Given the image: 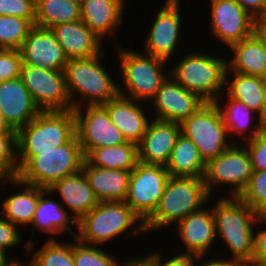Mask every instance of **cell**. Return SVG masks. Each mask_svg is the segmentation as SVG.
Instances as JSON below:
<instances>
[{
    "instance_id": "6da1fadb",
    "label": "cell",
    "mask_w": 266,
    "mask_h": 266,
    "mask_svg": "<svg viewBox=\"0 0 266 266\" xmlns=\"http://www.w3.org/2000/svg\"><path fill=\"white\" fill-rule=\"evenodd\" d=\"M212 205L216 236H221L230 250L226 259L235 266H252L254 251V227L261 215L239 197L220 196ZM256 223V224H254ZM256 225V226H254Z\"/></svg>"
},
{
    "instance_id": "7a4b0ae2",
    "label": "cell",
    "mask_w": 266,
    "mask_h": 266,
    "mask_svg": "<svg viewBox=\"0 0 266 266\" xmlns=\"http://www.w3.org/2000/svg\"><path fill=\"white\" fill-rule=\"evenodd\" d=\"M104 57L103 52L94 57L68 60L64 73L73 109L85 105H103L119 95L117 82L101 63Z\"/></svg>"
},
{
    "instance_id": "3957f363",
    "label": "cell",
    "mask_w": 266,
    "mask_h": 266,
    "mask_svg": "<svg viewBox=\"0 0 266 266\" xmlns=\"http://www.w3.org/2000/svg\"><path fill=\"white\" fill-rule=\"evenodd\" d=\"M85 156L77 134L52 151L34 157H17V178L30 185L48 189L65 176L82 170Z\"/></svg>"
},
{
    "instance_id": "277c9868",
    "label": "cell",
    "mask_w": 266,
    "mask_h": 266,
    "mask_svg": "<svg viewBox=\"0 0 266 266\" xmlns=\"http://www.w3.org/2000/svg\"><path fill=\"white\" fill-rule=\"evenodd\" d=\"M134 225L137 228H134ZM76 228L78 229L76 238L81 243L102 247L126 233L128 238L134 233L137 235L139 232L145 233L144 222L125 201L99 202L77 222Z\"/></svg>"
},
{
    "instance_id": "5b68a950",
    "label": "cell",
    "mask_w": 266,
    "mask_h": 266,
    "mask_svg": "<svg viewBox=\"0 0 266 266\" xmlns=\"http://www.w3.org/2000/svg\"><path fill=\"white\" fill-rule=\"evenodd\" d=\"M210 198L203 177L170 176L156 211L144 223L145 232L176 225Z\"/></svg>"
},
{
    "instance_id": "8992f818",
    "label": "cell",
    "mask_w": 266,
    "mask_h": 266,
    "mask_svg": "<svg viewBox=\"0 0 266 266\" xmlns=\"http://www.w3.org/2000/svg\"><path fill=\"white\" fill-rule=\"evenodd\" d=\"M117 51L120 76L123 80L121 85H124V89L118 85L119 95L139 102L148 101L151 104L150 101L157 90L169 76L163 70L166 69L164 67L168 61L143 51L139 53L120 46Z\"/></svg>"
},
{
    "instance_id": "52a82bcc",
    "label": "cell",
    "mask_w": 266,
    "mask_h": 266,
    "mask_svg": "<svg viewBox=\"0 0 266 266\" xmlns=\"http://www.w3.org/2000/svg\"><path fill=\"white\" fill-rule=\"evenodd\" d=\"M76 134L74 110L41 111L17 132V157H34L67 143Z\"/></svg>"
},
{
    "instance_id": "ba28073f",
    "label": "cell",
    "mask_w": 266,
    "mask_h": 266,
    "mask_svg": "<svg viewBox=\"0 0 266 266\" xmlns=\"http://www.w3.org/2000/svg\"><path fill=\"white\" fill-rule=\"evenodd\" d=\"M190 53L170 68L169 75L205 102H215L225 89L227 59L198 51Z\"/></svg>"
},
{
    "instance_id": "9c48e42d",
    "label": "cell",
    "mask_w": 266,
    "mask_h": 266,
    "mask_svg": "<svg viewBox=\"0 0 266 266\" xmlns=\"http://www.w3.org/2000/svg\"><path fill=\"white\" fill-rule=\"evenodd\" d=\"M180 127L181 134L197 146L205 164L234 143L228 139L227 128L214 102H205L194 114L185 119Z\"/></svg>"
},
{
    "instance_id": "30bf717a",
    "label": "cell",
    "mask_w": 266,
    "mask_h": 266,
    "mask_svg": "<svg viewBox=\"0 0 266 266\" xmlns=\"http://www.w3.org/2000/svg\"><path fill=\"white\" fill-rule=\"evenodd\" d=\"M253 172L247 148L241 143H233L222 154L206 164L203 179L210 197L213 195L215 184L216 186L229 185L228 188L231 187V189L228 195L239 197L248 185Z\"/></svg>"
},
{
    "instance_id": "8fae6325",
    "label": "cell",
    "mask_w": 266,
    "mask_h": 266,
    "mask_svg": "<svg viewBox=\"0 0 266 266\" xmlns=\"http://www.w3.org/2000/svg\"><path fill=\"white\" fill-rule=\"evenodd\" d=\"M169 177L165 166L139 161L131 171L125 202L144 223L156 211Z\"/></svg>"
},
{
    "instance_id": "7c38bea8",
    "label": "cell",
    "mask_w": 266,
    "mask_h": 266,
    "mask_svg": "<svg viewBox=\"0 0 266 266\" xmlns=\"http://www.w3.org/2000/svg\"><path fill=\"white\" fill-rule=\"evenodd\" d=\"M20 79L40 111H70L64 71H53L22 63Z\"/></svg>"
},
{
    "instance_id": "4fadbf2b",
    "label": "cell",
    "mask_w": 266,
    "mask_h": 266,
    "mask_svg": "<svg viewBox=\"0 0 266 266\" xmlns=\"http://www.w3.org/2000/svg\"><path fill=\"white\" fill-rule=\"evenodd\" d=\"M73 110L76 117V134L84 156L93 149L126 142L103 105H85Z\"/></svg>"
},
{
    "instance_id": "5bb4252c",
    "label": "cell",
    "mask_w": 266,
    "mask_h": 266,
    "mask_svg": "<svg viewBox=\"0 0 266 266\" xmlns=\"http://www.w3.org/2000/svg\"><path fill=\"white\" fill-rule=\"evenodd\" d=\"M210 29L228 48L250 36L260 25L235 0H211Z\"/></svg>"
},
{
    "instance_id": "9a60e30c",
    "label": "cell",
    "mask_w": 266,
    "mask_h": 266,
    "mask_svg": "<svg viewBox=\"0 0 266 266\" xmlns=\"http://www.w3.org/2000/svg\"><path fill=\"white\" fill-rule=\"evenodd\" d=\"M180 3V0H165L163 7L155 14L150 32L144 41L143 52L167 61H171L173 54L175 56V49L181 39Z\"/></svg>"
},
{
    "instance_id": "2e32d148",
    "label": "cell",
    "mask_w": 266,
    "mask_h": 266,
    "mask_svg": "<svg viewBox=\"0 0 266 266\" xmlns=\"http://www.w3.org/2000/svg\"><path fill=\"white\" fill-rule=\"evenodd\" d=\"M150 102L155 110L153 119L179 124L188 119L205 103L197 94L187 91L170 75Z\"/></svg>"
},
{
    "instance_id": "e0dca14e",
    "label": "cell",
    "mask_w": 266,
    "mask_h": 266,
    "mask_svg": "<svg viewBox=\"0 0 266 266\" xmlns=\"http://www.w3.org/2000/svg\"><path fill=\"white\" fill-rule=\"evenodd\" d=\"M24 64L64 71L68 62L63 48L50 29L34 26L19 48Z\"/></svg>"
},
{
    "instance_id": "ac0fdd59",
    "label": "cell",
    "mask_w": 266,
    "mask_h": 266,
    "mask_svg": "<svg viewBox=\"0 0 266 266\" xmlns=\"http://www.w3.org/2000/svg\"><path fill=\"white\" fill-rule=\"evenodd\" d=\"M209 208L205 205L176 224L177 237L186 248L182 253L204 257L214 246L216 227L212 207Z\"/></svg>"
},
{
    "instance_id": "d6986e66",
    "label": "cell",
    "mask_w": 266,
    "mask_h": 266,
    "mask_svg": "<svg viewBox=\"0 0 266 266\" xmlns=\"http://www.w3.org/2000/svg\"><path fill=\"white\" fill-rule=\"evenodd\" d=\"M150 120L143 138L137 145L138 161L165 166L181 133V127L175 122L153 118Z\"/></svg>"
},
{
    "instance_id": "ffe728a7",
    "label": "cell",
    "mask_w": 266,
    "mask_h": 266,
    "mask_svg": "<svg viewBox=\"0 0 266 266\" xmlns=\"http://www.w3.org/2000/svg\"><path fill=\"white\" fill-rule=\"evenodd\" d=\"M0 112L9 127L18 132L41 111L19 77L0 83Z\"/></svg>"
},
{
    "instance_id": "44dd1931",
    "label": "cell",
    "mask_w": 266,
    "mask_h": 266,
    "mask_svg": "<svg viewBox=\"0 0 266 266\" xmlns=\"http://www.w3.org/2000/svg\"><path fill=\"white\" fill-rule=\"evenodd\" d=\"M233 53L227 60L226 72L266 78V51L264 46V25L241 42L229 47Z\"/></svg>"
},
{
    "instance_id": "7402d4cb",
    "label": "cell",
    "mask_w": 266,
    "mask_h": 266,
    "mask_svg": "<svg viewBox=\"0 0 266 266\" xmlns=\"http://www.w3.org/2000/svg\"><path fill=\"white\" fill-rule=\"evenodd\" d=\"M68 60L87 58L104 52L103 40L82 21L59 24L50 29Z\"/></svg>"
},
{
    "instance_id": "603a6c76",
    "label": "cell",
    "mask_w": 266,
    "mask_h": 266,
    "mask_svg": "<svg viewBox=\"0 0 266 266\" xmlns=\"http://www.w3.org/2000/svg\"><path fill=\"white\" fill-rule=\"evenodd\" d=\"M142 103L118 95L115 99L103 104L110 120L121 131L126 142L136 145L140 143L150 122V118L142 110L144 108Z\"/></svg>"
},
{
    "instance_id": "cb8c5ba5",
    "label": "cell",
    "mask_w": 266,
    "mask_h": 266,
    "mask_svg": "<svg viewBox=\"0 0 266 266\" xmlns=\"http://www.w3.org/2000/svg\"><path fill=\"white\" fill-rule=\"evenodd\" d=\"M48 190L49 195L58 193L62 199L60 201H63L62 206L64 205V208L68 207L65 209L73 212L71 216L76 222L81 220L99 203L82 170L65 176L55 182Z\"/></svg>"
},
{
    "instance_id": "d4e9b609",
    "label": "cell",
    "mask_w": 266,
    "mask_h": 266,
    "mask_svg": "<svg viewBox=\"0 0 266 266\" xmlns=\"http://www.w3.org/2000/svg\"><path fill=\"white\" fill-rule=\"evenodd\" d=\"M125 2V0H85L80 5L81 20L102 40L110 36L113 38L115 31L122 24L127 4Z\"/></svg>"
},
{
    "instance_id": "484cf974",
    "label": "cell",
    "mask_w": 266,
    "mask_h": 266,
    "mask_svg": "<svg viewBox=\"0 0 266 266\" xmlns=\"http://www.w3.org/2000/svg\"><path fill=\"white\" fill-rule=\"evenodd\" d=\"M82 171L99 202L125 201L131 171L91 166L86 160Z\"/></svg>"
},
{
    "instance_id": "4316f807",
    "label": "cell",
    "mask_w": 266,
    "mask_h": 266,
    "mask_svg": "<svg viewBox=\"0 0 266 266\" xmlns=\"http://www.w3.org/2000/svg\"><path fill=\"white\" fill-rule=\"evenodd\" d=\"M49 190L45 189L39 197L34 219L31 223V238H33L34 229L41 230V232L51 234V238L48 239H56L55 235H60L66 230L72 233L74 238L77 236V231H73L71 226H77V222L74 220L72 216L68 213L60 202H56V200H52L53 197L47 198ZM71 219V220H70ZM53 235V236H52Z\"/></svg>"
},
{
    "instance_id": "83f0119b",
    "label": "cell",
    "mask_w": 266,
    "mask_h": 266,
    "mask_svg": "<svg viewBox=\"0 0 266 266\" xmlns=\"http://www.w3.org/2000/svg\"><path fill=\"white\" fill-rule=\"evenodd\" d=\"M8 184L16 187L23 186L22 190L2 200L0 214L13 225H31L40 194L45 190L35 185L26 184L17 177L9 179ZM11 182V183H10ZM25 185V186H24ZM25 187V188H24Z\"/></svg>"
},
{
    "instance_id": "f1b7e54d",
    "label": "cell",
    "mask_w": 266,
    "mask_h": 266,
    "mask_svg": "<svg viewBox=\"0 0 266 266\" xmlns=\"http://www.w3.org/2000/svg\"><path fill=\"white\" fill-rule=\"evenodd\" d=\"M226 97V104H221L220 100H222V96L217 99L214 103L217 105L220 114L222 116L223 122L227 128L228 135L231 136V141L234 143H237V141H234L232 138V134L242 136L246 140L254 138L257 134H259L266 126L260 116H255L256 113H254L246 104L242 103L241 101H238L233 98ZM222 106H221V105ZM253 116V117H252ZM256 117L258 121L254 118ZM256 120V123L252 121ZM251 125V126H250ZM254 127H253V126ZM252 127V128H251ZM233 139V140H232Z\"/></svg>"
},
{
    "instance_id": "f546056e",
    "label": "cell",
    "mask_w": 266,
    "mask_h": 266,
    "mask_svg": "<svg viewBox=\"0 0 266 266\" xmlns=\"http://www.w3.org/2000/svg\"><path fill=\"white\" fill-rule=\"evenodd\" d=\"M165 168L170 176L204 177L206 164L193 141L180 133Z\"/></svg>"
},
{
    "instance_id": "4dcf8cb0",
    "label": "cell",
    "mask_w": 266,
    "mask_h": 266,
    "mask_svg": "<svg viewBox=\"0 0 266 266\" xmlns=\"http://www.w3.org/2000/svg\"><path fill=\"white\" fill-rule=\"evenodd\" d=\"M230 73L232 75H229ZM225 88L224 91L227 90L225 92L229 98L246 104L263 121L262 78L238 72H226Z\"/></svg>"
},
{
    "instance_id": "1f68e13d",
    "label": "cell",
    "mask_w": 266,
    "mask_h": 266,
    "mask_svg": "<svg viewBox=\"0 0 266 266\" xmlns=\"http://www.w3.org/2000/svg\"><path fill=\"white\" fill-rule=\"evenodd\" d=\"M85 160L91 165L115 170L132 171L138 162L137 145L125 142L91 150Z\"/></svg>"
},
{
    "instance_id": "d6a6232c",
    "label": "cell",
    "mask_w": 266,
    "mask_h": 266,
    "mask_svg": "<svg viewBox=\"0 0 266 266\" xmlns=\"http://www.w3.org/2000/svg\"><path fill=\"white\" fill-rule=\"evenodd\" d=\"M81 20L80 5L69 0H35V26L52 27Z\"/></svg>"
},
{
    "instance_id": "836d02e7",
    "label": "cell",
    "mask_w": 266,
    "mask_h": 266,
    "mask_svg": "<svg viewBox=\"0 0 266 266\" xmlns=\"http://www.w3.org/2000/svg\"><path fill=\"white\" fill-rule=\"evenodd\" d=\"M32 254L33 266H75L73 242L60 243L58 239H48Z\"/></svg>"
},
{
    "instance_id": "e575fe53",
    "label": "cell",
    "mask_w": 266,
    "mask_h": 266,
    "mask_svg": "<svg viewBox=\"0 0 266 266\" xmlns=\"http://www.w3.org/2000/svg\"><path fill=\"white\" fill-rule=\"evenodd\" d=\"M34 26L22 17L0 15V49L19 50Z\"/></svg>"
},
{
    "instance_id": "d590c367",
    "label": "cell",
    "mask_w": 266,
    "mask_h": 266,
    "mask_svg": "<svg viewBox=\"0 0 266 266\" xmlns=\"http://www.w3.org/2000/svg\"><path fill=\"white\" fill-rule=\"evenodd\" d=\"M73 261L75 266H118L117 258L96 245L81 243L74 238Z\"/></svg>"
},
{
    "instance_id": "8d00e7d4",
    "label": "cell",
    "mask_w": 266,
    "mask_h": 266,
    "mask_svg": "<svg viewBox=\"0 0 266 266\" xmlns=\"http://www.w3.org/2000/svg\"><path fill=\"white\" fill-rule=\"evenodd\" d=\"M17 165V133H0V183L16 178ZM2 181V182H1Z\"/></svg>"
},
{
    "instance_id": "74e56055",
    "label": "cell",
    "mask_w": 266,
    "mask_h": 266,
    "mask_svg": "<svg viewBox=\"0 0 266 266\" xmlns=\"http://www.w3.org/2000/svg\"><path fill=\"white\" fill-rule=\"evenodd\" d=\"M239 198L260 215H266V170L253 172Z\"/></svg>"
},
{
    "instance_id": "f35d334b",
    "label": "cell",
    "mask_w": 266,
    "mask_h": 266,
    "mask_svg": "<svg viewBox=\"0 0 266 266\" xmlns=\"http://www.w3.org/2000/svg\"><path fill=\"white\" fill-rule=\"evenodd\" d=\"M22 63L19 50L0 49V83L19 78Z\"/></svg>"
},
{
    "instance_id": "ab89813d",
    "label": "cell",
    "mask_w": 266,
    "mask_h": 266,
    "mask_svg": "<svg viewBox=\"0 0 266 266\" xmlns=\"http://www.w3.org/2000/svg\"><path fill=\"white\" fill-rule=\"evenodd\" d=\"M243 145L248 150L253 171L266 170V127Z\"/></svg>"
},
{
    "instance_id": "60d3db41",
    "label": "cell",
    "mask_w": 266,
    "mask_h": 266,
    "mask_svg": "<svg viewBox=\"0 0 266 266\" xmlns=\"http://www.w3.org/2000/svg\"><path fill=\"white\" fill-rule=\"evenodd\" d=\"M0 15L22 17L35 25V0H0Z\"/></svg>"
},
{
    "instance_id": "b9f144b4",
    "label": "cell",
    "mask_w": 266,
    "mask_h": 266,
    "mask_svg": "<svg viewBox=\"0 0 266 266\" xmlns=\"http://www.w3.org/2000/svg\"><path fill=\"white\" fill-rule=\"evenodd\" d=\"M22 234L16 225L7 221L0 214V250L8 254L7 249L17 247L22 244Z\"/></svg>"
},
{
    "instance_id": "7bdbcfd3",
    "label": "cell",
    "mask_w": 266,
    "mask_h": 266,
    "mask_svg": "<svg viewBox=\"0 0 266 266\" xmlns=\"http://www.w3.org/2000/svg\"><path fill=\"white\" fill-rule=\"evenodd\" d=\"M264 222V223H263ZM266 223V215H261L259 218L260 226ZM266 225V224H265ZM258 233L254 232V251L252 266H258L259 264L266 263V228L262 226V230L257 227Z\"/></svg>"
},
{
    "instance_id": "ee69618b",
    "label": "cell",
    "mask_w": 266,
    "mask_h": 266,
    "mask_svg": "<svg viewBox=\"0 0 266 266\" xmlns=\"http://www.w3.org/2000/svg\"><path fill=\"white\" fill-rule=\"evenodd\" d=\"M148 256L153 260L155 266H193L194 260L198 257L192 254L180 253L173 255L168 260H162L160 251L149 253ZM163 261V262H162Z\"/></svg>"
},
{
    "instance_id": "f6af8a7d",
    "label": "cell",
    "mask_w": 266,
    "mask_h": 266,
    "mask_svg": "<svg viewBox=\"0 0 266 266\" xmlns=\"http://www.w3.org/2000/svg\"><path fill=\"white\" fill-rule=\"evenodd\" d=\"M260 25L266 23V0H235Z\"/></svg>"
},
{
    "instance_id": "bcb514c9",
    "label": "cell",
    "mask_w": 266,
    "mask_h": 266,
    "mask_svg": "<svg viewBox=\"0 0 266 266\" xmlns=\"http://www.w3.org/2000/svg\"><path fill=\"white\" fill-rule=\"evenodd\" d=\"M204 259L206 258L197 257L193 262V266H235L233 263L229 262L228 260H224L223 258H211V260H206V262L203 261ZM197 261H199V263H196Z\"/></svg>"
},
{
    "instance_id": "7dc6e473",
    "label": "cell",
    "mask_w": 266,
    "mask_h": 266,
    "mask_svg": "<svg viewBox=\"0 0 266 266\" xmlns=\"http://www.w3.org/2000/svg\"><path fill=\"white\" fill-rule=\"evenodd\" d=\"M119 263L118 266H155L153 260L147 255L142 257H132L131 259H127L123 264Z\"/></svg>"
},
{
    "instance_id": "c3c4849f",
    "label": "cell",
    "mask_w": 266,
    "mask_h": 266,
    "mask_svg": "<svg viewBox=\"0 0 266 266\" xmlns=\"http://www.w3.org/2000/svg\"><path fill=\"white\" fill-rule=\"evenodd\" d=\"M17 259V260H15ZM28 264V265H27ZM3 266H33V261H32V258L30 259L29 263H21L20 262V259L18 260V258H11V259H8L4 264Z\"/></svg>"
},
{
    "instance_id": "681fc988",
    "label": "cell",
    "mask_w": 266,
    "mask_h": 266,
    "mask_svg": "<svg viewBox=\"0 0 266 266\" xmlns=\"http://www.w3.org/2000/svg\"><path fill=\"white\" fill-rule=\"evenodd\" d=\"M0 133H17L16 131L12 130L9 125L6 123L2 113L0 112Z\"/></svg>"
},
{
    "instance_id": "f907efd6",
    "label": "cell",
    "mask_w": 266,
    "mask_h": 266,
    "mask_svg": "<svg viewBox=\"0 0 266 266\" xmlns=\"http://www.w3.org/2000/svg\"><path fill=\"white\" fill-rule=\"evenodd\" d=\"M262 92H263V122L266 126V78H262Z\"/></svg>"
},
{
    "instance_id": "816d5d0a",
    "label": "cell",
    "mask_w": 266,
    "mask_h": 266,
    "mask_svg": "<svg viewBox=\"0 0 266 266\" xmlns=\"http://www.w3.org/2000/svg\"><path fill=\"white\" fill-rule=\"evenodd\" d=\"M9 254H6L4 251L0 250V266H3V264L9 259Z\"/></svg>"
},
{
    "instance_id": "f5cc1de1",
    "label": "cell",
    "mask_w": 266,
    "mask_h": 266,
    "mask_svg": "<svg viewBox=\"0 0 266 266\" xmlns=\"http://www.w3.org/2000/svg\"><path fill=\"white\" fill-rule=\"evenodd\" d=\"M264 46L266 51V26L264 25Z\"/></svg>"
},
{
    "instance_id": "db71d44e",
    "label": "cell",
    "mask_w": 266,
    "mask_h": 266,
    "mask_svg": "<svg viewBox=\"0 0 266 266\" xmlns=\"http://www.w3.org/2000/svg\"><path fill=\"white\" fill-rule=\"evenodd\" d=\"M81 5L85 0H69Z\"/></svg>"
},
{
    "instance_id": "11a10c76",
    "label": "cell",
    "mask_w": 266,
    "mask_h": 266,
    "mask_svg": "<svg viewBox=\"0 0 266 266\" xmlns=\"http://www.w3.org/2000/svg\"><path fill=\"white\" fill-rule=\"evenodd\" d=\"M258 266H266V263H263V264H259Z\"/></svg>"
}]
</instances>
